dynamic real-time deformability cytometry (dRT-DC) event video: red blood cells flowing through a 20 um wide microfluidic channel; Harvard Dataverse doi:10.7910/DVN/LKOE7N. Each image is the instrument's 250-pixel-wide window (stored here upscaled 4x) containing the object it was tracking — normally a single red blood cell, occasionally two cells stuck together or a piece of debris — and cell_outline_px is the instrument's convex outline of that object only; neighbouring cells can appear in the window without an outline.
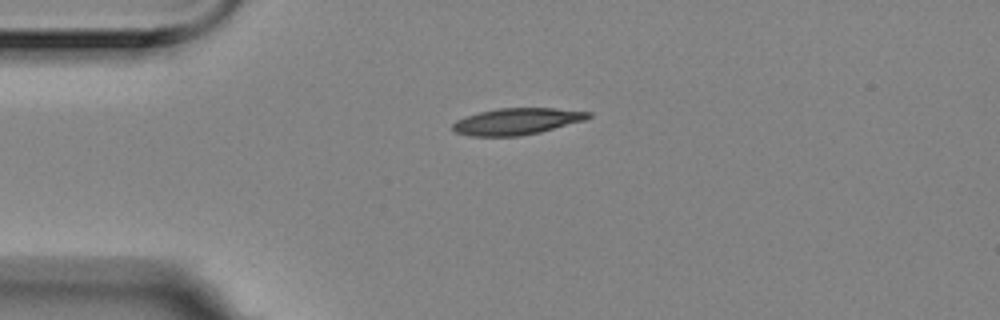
{"species": "Egyptian fruit bat (a non-hibernating species)", "species_latin": "Rousettus aegyptiacus", "temperature_condition": "room temperature", "stored_images_in_passage": 2, "camera_frame_rate_fps": 3000, "um_per_image_px": 0.085, "animal": {"sex": "female"}, "frame": {"image": 1, "passage_image": 1, "time_ms": 0.0, "image_size_px": [1000, 320], "cell_outline_px": [[592, 116], [584, 120], [540, 132], [520, 136], [468, 136], [456, 132], [452, 128], [452, 124], [456, 120], [480, 112], [496, 108], [556, 108], [592, 112]], "centroid_in_image_um": [43.93, 10.31], "position_along_channel_um": 41.1, "area_um2": 20.92}}